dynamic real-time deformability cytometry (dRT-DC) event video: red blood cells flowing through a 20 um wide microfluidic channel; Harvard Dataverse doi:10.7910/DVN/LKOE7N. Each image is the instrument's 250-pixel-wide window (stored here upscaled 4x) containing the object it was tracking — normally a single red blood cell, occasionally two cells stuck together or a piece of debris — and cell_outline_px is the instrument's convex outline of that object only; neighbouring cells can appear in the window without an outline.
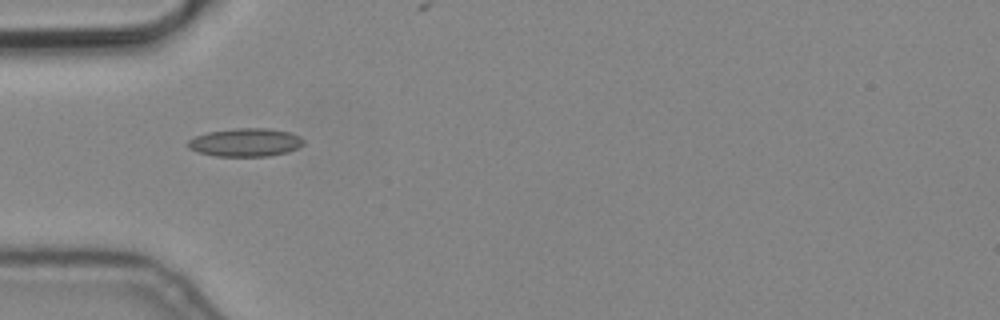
{"species": "common noctule bat (a hibernating species)", "species_latin": "Nyctalus noctula", "temperature_condition": "cold", "stored_images_in_passage": 4, "camera_frame_rate_fps": 3000, "um_per_image_px": 0.085, "animal": {"sex": "male", "body_mass_g": 19.2, "forearm_length_mm": 51.8}, "frame": {"image": 1, "passage_image": 3, "time_ms": 0.667, "image_size_px": [1000, 320], "cell_outline_px": [[304, 144], [288, 152], [268, 156], [216, 156], [200, 152], [188, 148], [184, 144], [188, 140], [196, 136], [208, 132], [232, 128], [268, 128], [288, 132], [300, 136], [304, 140]], "centroid_in_image_um": [20.85, 12.1], "position_along_channel_um": 64.2, "area_um2": 19.07}}
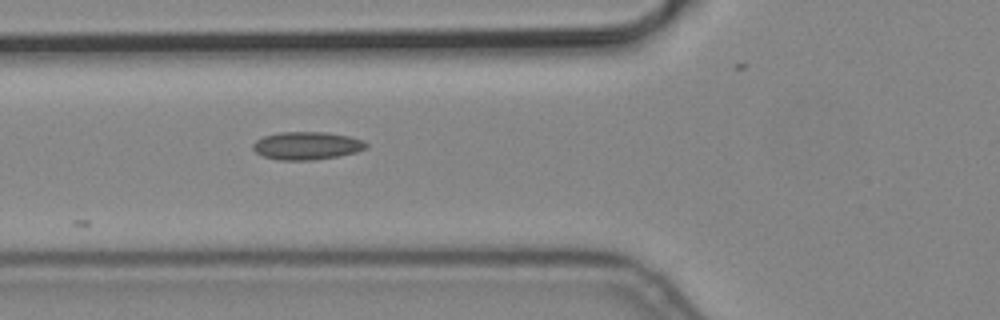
{"frame": {"image": 2, "passage_image": 4, "time_ms": 1.0, "image_size_px": [1000, 320], "cell_outline_px": [[368, 148], [356, 152], [340, 156], [312, 160], [276, 160], [264, 156], [256, 152], [252, 148], [252, 144], [256, 140], [264, 136], [280, 132], [324, 132], [348, 136], [364, 140], [368, 144]], "centroid_in_image_um": [26.09, 12.39], "position_along_channel_um": 99.7, "area_um2": 18.5}}